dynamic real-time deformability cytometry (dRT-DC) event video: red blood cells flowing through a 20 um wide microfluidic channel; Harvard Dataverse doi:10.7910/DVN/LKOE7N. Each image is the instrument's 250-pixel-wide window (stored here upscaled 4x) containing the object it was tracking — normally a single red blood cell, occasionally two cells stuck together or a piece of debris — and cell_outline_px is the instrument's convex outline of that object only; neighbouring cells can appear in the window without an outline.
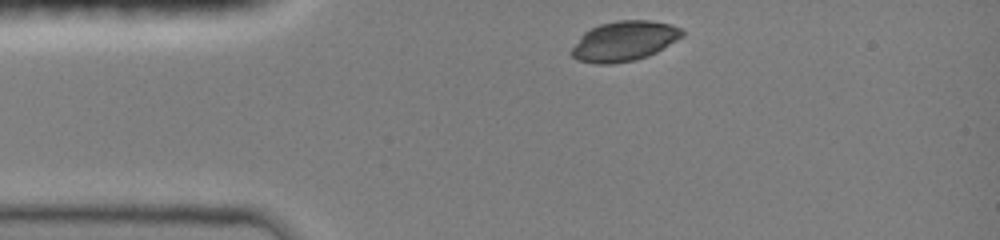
{"species": "common noctule bat (a hibernating species)", "species_latin": "Nyctalus noctula", "temperature_condition": "room temperature", "stored_images_in_passage": 28, "camera_frame_rate_fps": 3000, "um_per_image_px": 0.085, "animal": {"sex": "female", "body_mass_g": 19.0, "forearm_length_mm": 51.5}, "frame": {"image": 1, "passage_image": 1, "time_ms": 0.0, "image_size_px": [1000, 240], "cell_outline_px": [[684, 36], [656, 52], [648, 56], [632, 60], [608, 64], [596, 64], [576, 60], [568, 52], [580, 36], [584, 32], [600, 24], [616, 20], [652, 20], [672, 24], [680, 28], [684, 32]], "centroid_in_image_um": [53.04, 3.48], "position_along_channel_um": 32.0, "area_um2": 25.89}}
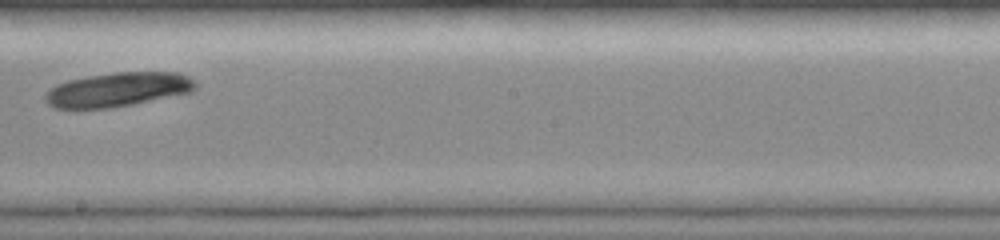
{"frame": {"image": 2, "passage_image": 16, "time_ms": 6.0, "image_size_px": [1000, 240], "cell_outline_px": [[196, 88], [192, 92], [112, 108], [56, 108], [48, 104], [44, 100], [44, 96], [56, 84], [68, 80], [88, 76], [112, 72], [180, 72], [188, 76], [196, 84]], "centroid_in_image_um": [10.02, 7.6], "position_along_channel_um": 238.2, "area_um2": 29.88}}
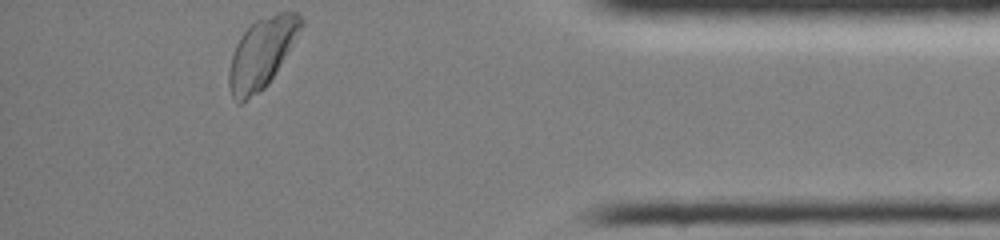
{"frame": {"image": 3, "passage_image": 28, "time_ms": 11.0, "image_size_px": [1000, 240], "cell_outline_px": [[304, 24], [268, 84], [264, 88], [240, 104], [232, 96], [228, 84], [228, 72], [232, 56], [236, 44], [240, 36], [256, 20], [280, 12], [296, 12], [304, 20]], "centroid_in_image_um": [22.23, 4.51], "position_along_channel_um": 413.0, "area_um2": 28.78}}